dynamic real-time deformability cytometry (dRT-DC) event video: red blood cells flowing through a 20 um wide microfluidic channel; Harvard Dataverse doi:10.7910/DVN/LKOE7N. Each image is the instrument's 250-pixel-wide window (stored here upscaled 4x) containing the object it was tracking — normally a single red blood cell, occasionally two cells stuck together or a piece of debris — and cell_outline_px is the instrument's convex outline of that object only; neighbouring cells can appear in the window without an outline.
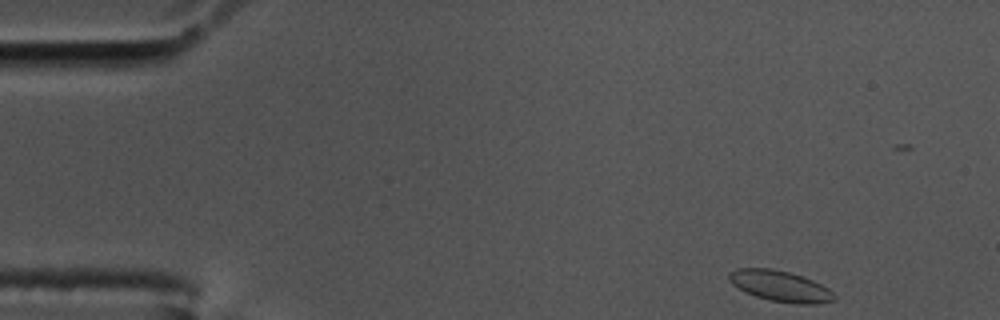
{"species": "common noctule bat (a hibernating species)", "species_latin": "Nyctalus noctula", "temperature_condition": "cold", "stored_images_in_passage": 54, "camera_frame_rate_fps": 3000, "um_per_image_px": 0.085, "animal": {"sex": "male", "body_mass_g": 17.5, "forearm_length_mm": 52.3}, "frame": {"image": 1, "passage_image": 1, "time_ms": 0.0, "image_size_px": [1000, 320], "cell_outline_px": [[836, 300], [816, 304], [800, 304], [772, 300], [756, 296], [744, 292], [732, 284], [728, 280], [728, 272], [736, 268], [772, 268], [804, 276], [828, 288], [836, 296]], "centroid_in_image_um": [66.3, 24.3], "position_along_channel_um": 18.7, "area_um2": 18.96}}
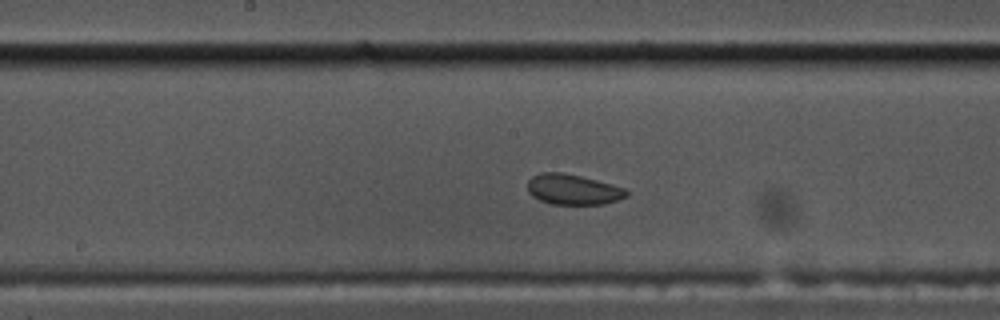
{"frame": {"image": 2, "passage_image": 25, "time_ms": 8.0, "image_size_px": [1000, 320], "cell_outline_px": [[628, 196], [620, 200], [604, 204], [552, 204], [540, 200], [532, 196], [528, 192], [528, 180], [532, 176], [540, 172], [560, 172], [580, 176], [612, 184], [624, 188], [628, 192]], "centroid_in_image_um": [48.71, 16.11], "position_along_channel_um": 199.5, "area_um2": 17.57}}
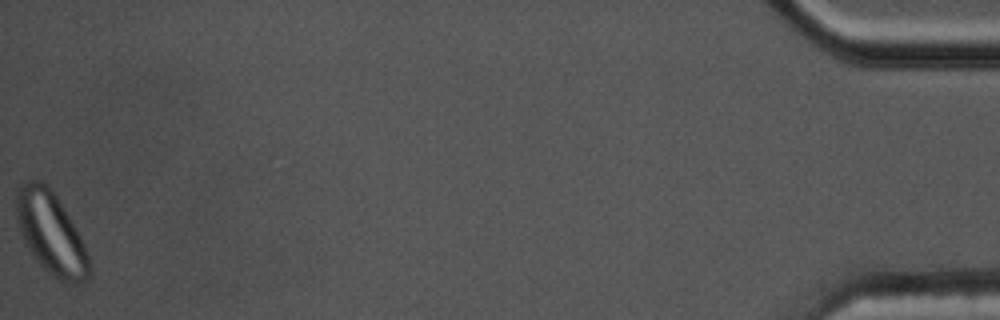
{"frame": {"image": 3, "passage_image": 54, "time_ms": 17.667, "image_size_px": [1000, 320], "cell_outline_px": [[92, 268], [88, 280], [84, 284], [60, 280], [52, 276], [44, 268], [32, 252], [24, 240], [20, 228], [16, 212], [16, 188], [20, 184], [28, 180], [40, 180], [52, 188], [76, 228], [84, 244]], "centroid_in_image_um": [4.36, 19.79], "position_along_channel_um": 430.8, "area_um2": 34.68}}